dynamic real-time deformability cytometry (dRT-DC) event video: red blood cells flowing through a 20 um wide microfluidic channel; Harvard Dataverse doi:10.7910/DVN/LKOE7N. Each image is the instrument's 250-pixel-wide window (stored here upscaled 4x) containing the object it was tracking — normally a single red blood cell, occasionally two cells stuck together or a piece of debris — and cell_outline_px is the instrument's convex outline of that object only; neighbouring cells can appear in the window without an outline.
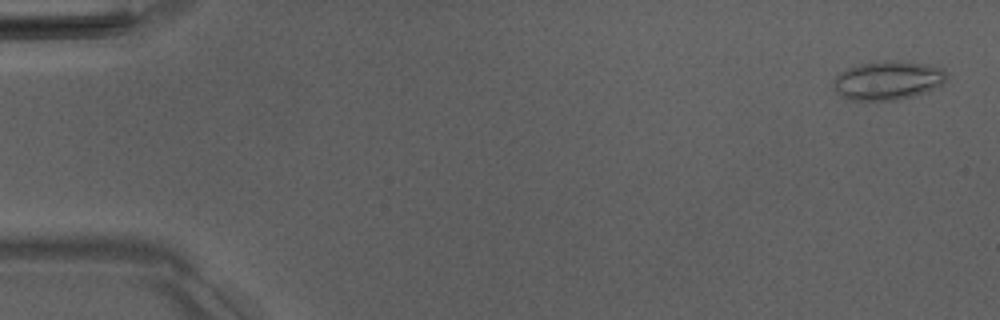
{"species": "Egyptian fruit bat (a non-hibernating species)", "species_latin": "Rousettus aegyptiacus", "temperature_condition": "room temperature", "stored_images_in_passage": 52, "camera_frame_rate_fps": 3000, "um_per_image_px": 0.085, "animal": {"sex": "male"}, "frame": {"image": 1, "passage_image": 2, "time_ms": 0.333, "image_size_px": [1000, 320], "cell_outline_px": [[948, 80], [944, 84], [928, 92], [896, 100], [848, 100], [840, 96], [836, 88], [836, 76], [840, 72], [848, 68], [860, 64], [928, 64], [944, 68]], "centroid_in_image_um": [75.53, 6.9], "position_along_channel_um": 9.5, "area_um2": 24.62}}
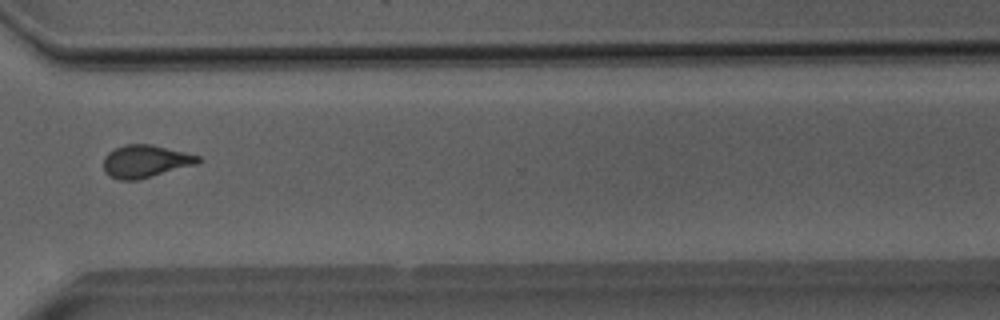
{"frame": {"image": 2, "passage_image": 39, "time_ms": 12.667, "image_size_px": [1000, 320], "cell_outline_px": [[204, 160], [200, 164], [136, 180], [120, 180], [108, 176], [104, 172], [104, 156], [108, 152], [124, 144], [152, 144], [200, 156]], "centroid_in_image_um": [12.39, 13.71], "position_along_channel_um": 358.2, "area_um2": 18.21}}
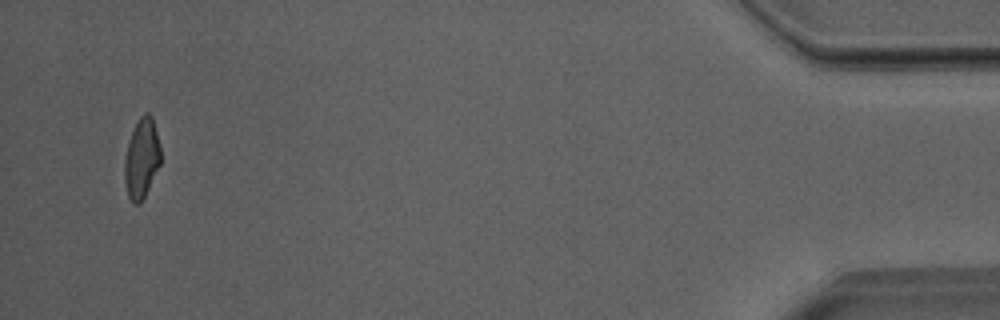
{"frame": {"image": 3, "passage_image": 50, "time_ms": 16.333, "image_size_px": [1000, 320], "cell_outline_px": [[160, 164], [140, 204], [132, 204], [128, 196], [124, 180], [124, 156], [132, 132], [140, 116], [144, 112], [148, 112], [152, 116], [160, 148]], "centroid_in_image_um": [12.02, 13.48], "position_along_channel_um": 423.2, "area_um2": 16.65}, "authors_computed_cell_mechanics": {"area_um2": 18.0336, "velocity_mm_per_s": 4.0142, "shape_relaxation_time_tau1_ms": null, "shape_relaxation_time_tau2_ms": 1.862, "deformation_change_tau1": null, "deformation_change_tau2": 0.1001}}